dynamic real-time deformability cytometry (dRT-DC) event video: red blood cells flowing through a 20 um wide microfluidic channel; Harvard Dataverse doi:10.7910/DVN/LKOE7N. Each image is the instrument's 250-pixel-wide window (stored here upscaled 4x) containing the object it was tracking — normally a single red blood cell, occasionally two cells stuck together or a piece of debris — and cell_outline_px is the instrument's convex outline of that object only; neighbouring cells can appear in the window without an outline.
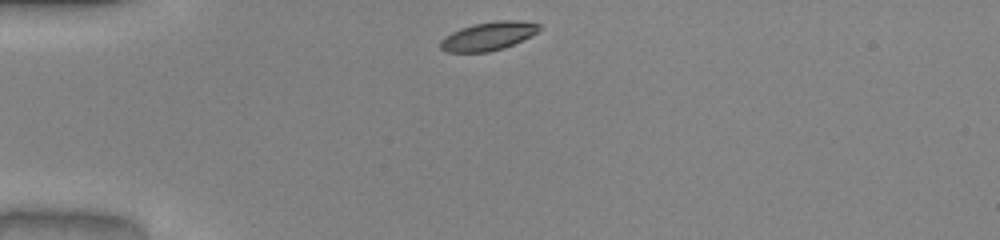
{"species": "common noctule bat (a hibernating species)", "species_latin": "Nyctalus noctula", "temperature_condition": "warm", "stored_images_in_passage": 25, "camera_frame_rate_fps": 3000, "um_per_image_px": 0.085, "animal": {"sex": "male", "body_mass_g": 20.0, "forearm_length_mm": 53.3}, "frame": {"image": 1, "passage_image": 1, "time_ms": 0.0, "image_size_px": [1000, 240], "cell_outline_px": [[540, 28], [536, 32], [504, 48], [488, 52], [448, 52], [440, 48], [440, 40], [444, 36], [460, 28], [472, 24], [496, 20], [512, 20], [540, 24]], "centroid_in_image_um": [41.43, 3.07], "position_along_channel_um": 43.6, "area_um2": 16.18}}
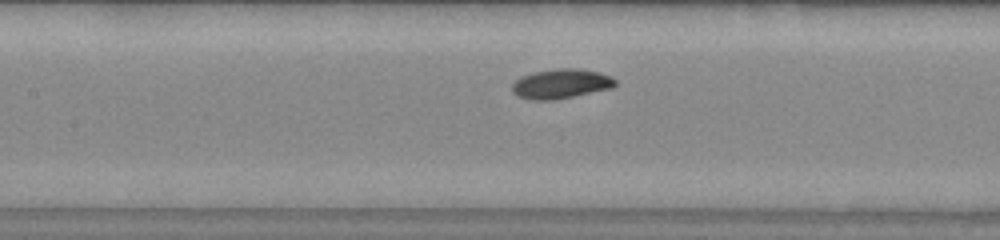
{"frame": {"image": 2, "passage_image": 12, "time_ms": 3.667, "image_size_px": [1000, 240], "cell_outline_px": [[616, 84], [612, 88], [552, 100], [528, 100], [516, 96], [512, 92], [512, 84], [520, 76], [532, 72], [556, 68], [580, 68], [596, 72], [608, 76], [616, 80]], "centroid_in_image_um": [47.61, 7.12], "position_along_channel_um": 159.8, "area_um2": 17.8}}
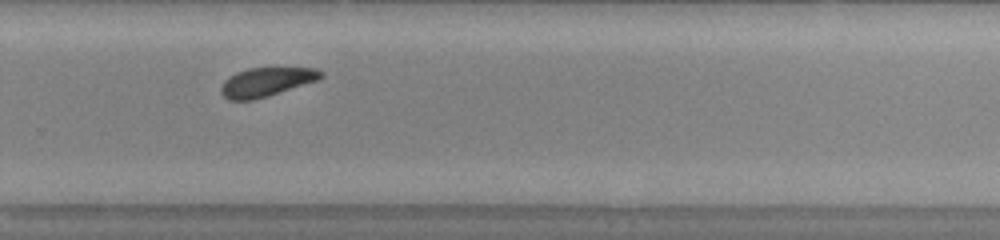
{"frame": {"image": 3, "passage_image": 23, "time_ms": 7.333, "image_size_px": [1000, 240], "cell_outline_px": [[324, 76], [316, 80], [268, 96], [252, 100], [228, 100], [220, 92], [220, 88], [224, 80], [236, 72], [248, 68], [316, 68], [324, 72]], "centroid_in_image_um": [22.61, 6.96], "position_along_channel_um": 307.2, "area_um2": 16.7}}